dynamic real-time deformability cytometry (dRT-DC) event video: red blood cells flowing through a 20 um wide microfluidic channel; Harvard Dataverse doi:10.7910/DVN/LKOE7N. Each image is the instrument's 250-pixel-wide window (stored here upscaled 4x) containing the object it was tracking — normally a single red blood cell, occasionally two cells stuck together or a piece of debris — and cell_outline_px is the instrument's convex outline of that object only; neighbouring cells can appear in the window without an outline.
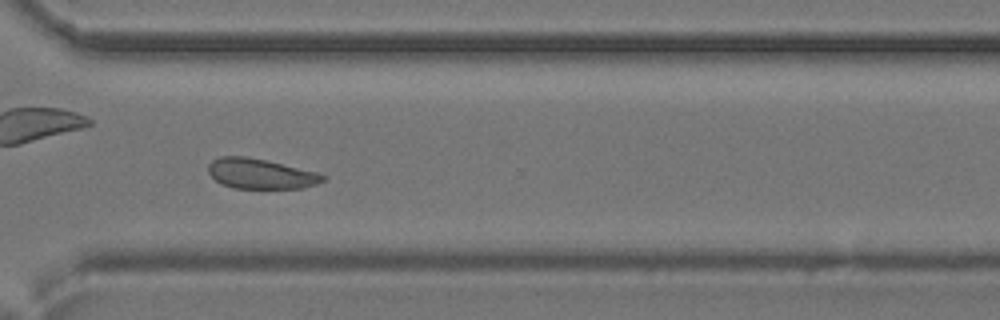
{"species": "common noctule bat (a hibernating species)", "species_latin": "Nyctalus noctula", "temperature_condition": "cold", "stored_images_in_passage": 33, "camera_frame_rate_fps": 3000, "um_per_image_px": 0.085, "animal": {"sex": "female", "body_mass_g": 24.6, "forearm_length_mm": 56.2}, "frame": {"image": 1, "passage_image": 24, "time_ms": 7.667, "image_size_px": [1000, 320], "cell_outline_px": [[328, 176], [324, 180], [316, 184], [304, 188], [232, 188], [220, 184], [208, 172], [208, 164], [212, 160], [220, 156], [248, 156], [316, 172]], "centroid_in_image_um": [22.12, 14.77], "position_along_channel_um": 348.5, "area_um2": 20.11}}